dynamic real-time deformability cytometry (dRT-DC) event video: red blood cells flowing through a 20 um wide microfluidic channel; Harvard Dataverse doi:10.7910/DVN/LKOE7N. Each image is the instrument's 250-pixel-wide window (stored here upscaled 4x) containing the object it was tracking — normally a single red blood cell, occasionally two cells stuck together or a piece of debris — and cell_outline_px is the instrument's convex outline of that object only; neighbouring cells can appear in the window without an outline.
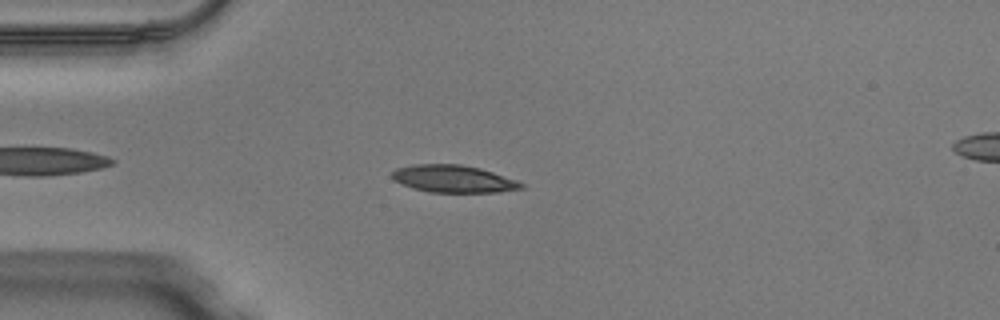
{"species": "Egyptian fruit bat (a non-hibernating species)", "species_latin": "Rousettus aegyptiacus", "temperature_condition": "warm", "stored_images_in_passage": 32, "camera_frame_rate_fps": 3000, "um_per_image_px": 0.085, "animal": {"sex": "male"}, "frame": {"image": 1, "passage_image": 1, "time_ms": 0.0, "image_size_px": [1000, 320], "cell_outline_px": [[524, 188], [500, 192], [428, 192], [404, 184], [396, 180], [392, 176], [392, 172], [396, 168], [412, 164], [460, 164], [480, 168], [516, 180], [524, 184]], "centroid_in_image_um": [38.57, 15.19], "position_along_channel_um": 46.4, "area_um2": 20.35}}
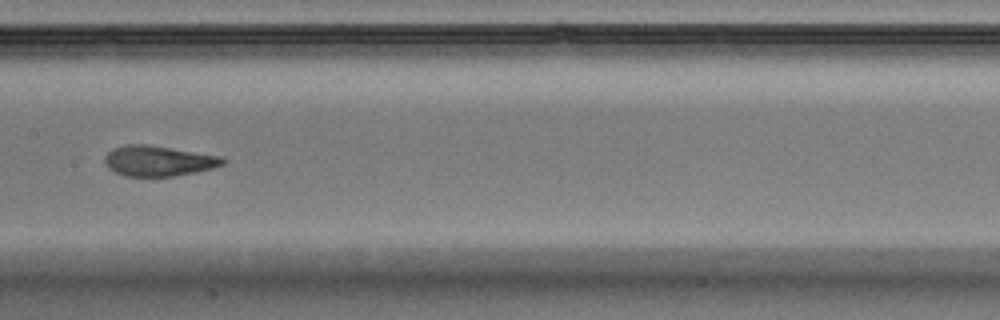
{"frame": {"image": 2, "passage_image": 13, "time_ms": 4.0, "image_size_px": [1000, 320], "cell_outline_px": [[228, 160], [224, 164], [212, 168], [196, 172], [172, 176], [124, 176], [108, 168], [104, 164], [104, 156], [112, 148], [128, 144], [148, 144], [224, 156]], "centroid_in_image_um": [13.48, 13.66], "position_along_channel_um": 193.9, "area_um2": 21.21}}
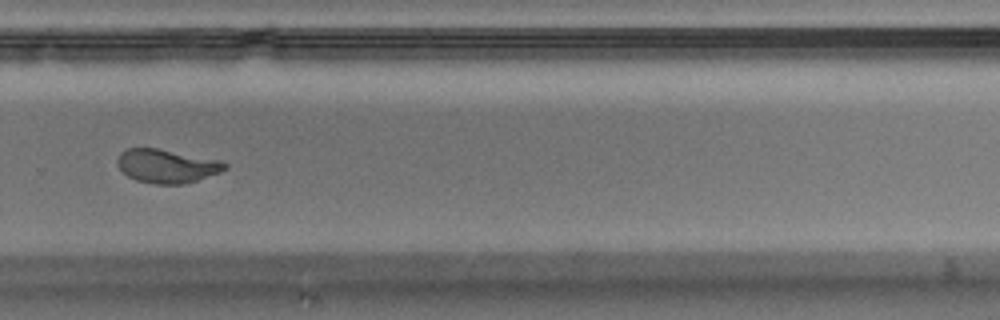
{"frame": {"image": 3, "passage_image": 22, "time_ms": 7.0, "image_size_px": [1000, 320], "cell_outline_px": [[228, 168], [220, 172], [184, 184], [156, 184], [136, 180], [128, 176], [116, 164], [116, 160], [120, 152], [128, 148], [156, 148], [220, 160], [228, 164]], "centroid_in_image_um": [14.17, 14.11], "position_along_channel_um": 315.6, "area_um2": 20.98}, "authors_computed_cell_mechanics": {"area_um2": 21.4438, "velocity_mm_per_s": 4.0706, "shape_relaxation_time_tau1_ms": 3.6594, "shape_relaxation_time_tau2_ms": 0.7564, "deformation_change_tau1": 0.1531, "deformation_change_tau2": 0.063}}